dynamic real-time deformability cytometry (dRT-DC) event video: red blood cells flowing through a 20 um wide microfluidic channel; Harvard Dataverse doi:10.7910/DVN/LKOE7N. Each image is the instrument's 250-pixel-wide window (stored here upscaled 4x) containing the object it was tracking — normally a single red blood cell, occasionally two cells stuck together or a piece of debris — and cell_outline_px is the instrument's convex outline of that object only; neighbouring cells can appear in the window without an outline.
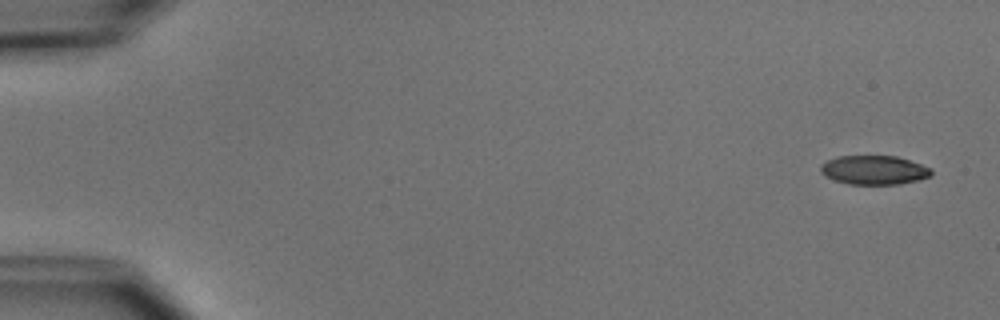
{"species": "common noctule bat (a hibernating species)", "species_latin": "Nyctalus noctula", "temperature_condition": "cold", "stored_images_in_passage": 9, "camera_frame_rate_fps": 3000, "um_per_image_px": 0.085, "animal": {"sex": "male", "body_mass_g": 15.6}, "frame": {"image": 1, "passage_image": 1, "time_ms": 0.0, "image_size_px": [1000, 320], "cell_outline_px": [[932, 176], [920, 180], [900, 184], [848, 184], [824, 176], [820, 172], [820, 164], [836, 156], [896, 156], [932, 168]], "centroid_in_image_um": [74.3, 14.45], "position_along_channel_um": 10.7, "area_um2": 18.84}}
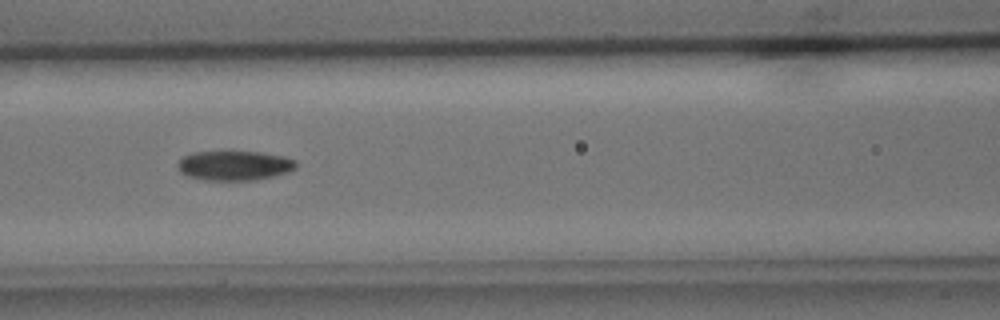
{"frame": {"image": 2, "passage_image": 6, "time_ms": 7.0, "image_size_px": [1000, 320], "cell_outline_px": [[296, 168], [288, 172], [256, 180], [204, 180], [188, 176], [180, 172], [176, 164], [184, 156], [192, 152], [228, 148], [260, 152], [284, 156], [296, 160]], "centroid_in_image_um": [19.89, 14.01], "position_along_channel_um": 146.7, "area_um2": 21.39}}
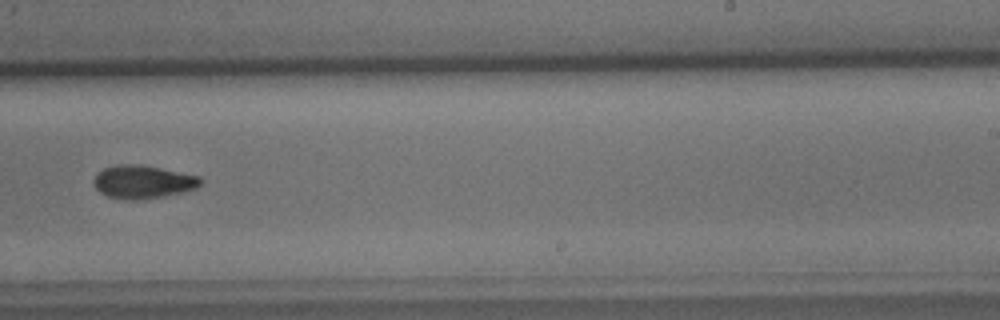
{"frame": {"image": 3, "passage_image": 9, "time_ms": 10.333, "image_size_px": [1000, 320], "cell_outline_px": [[204, 180], [196, 188], [164, 196], [124, 200], [108, 196], [100, 192], [96, 188], [92, 180], [96, 172], [104, 168], [120, 164], [140, 164], [200, 176]], "centroid_in_image_um": [12.12, 15.44], "position_along_channel_um": 276.9, "area_um2": 20.52}}